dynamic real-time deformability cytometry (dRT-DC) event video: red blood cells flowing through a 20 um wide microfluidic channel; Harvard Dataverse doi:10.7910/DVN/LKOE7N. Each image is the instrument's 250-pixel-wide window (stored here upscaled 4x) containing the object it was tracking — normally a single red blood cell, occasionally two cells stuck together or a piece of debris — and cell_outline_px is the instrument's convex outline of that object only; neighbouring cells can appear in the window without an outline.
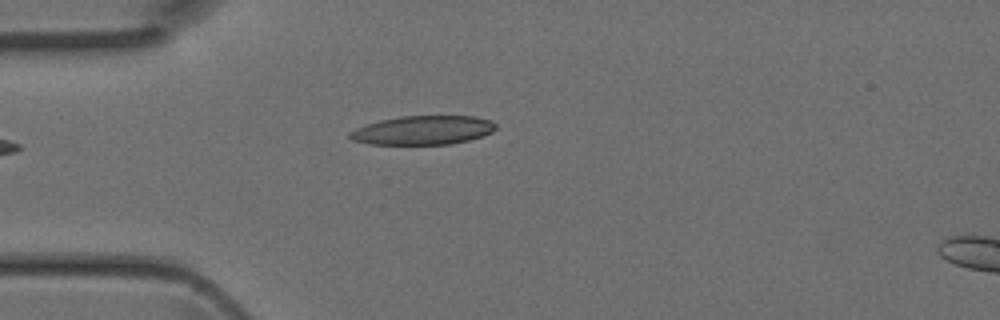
{"species": "Egyptian fruit bat (a non-hibernating species)", "species_latin": "Rousettus aegyptiacus", "temperature_condition": "room temperature", "stored_images_in_passage": 29, "camera_frame_rate_fps": 3000, "um_per_image_px": 0.085, "animal": {"sex": "female"}, "frame": {"image": 1, "passage_image": 2, "time_ms": 0.333, "image_size_px": [1000, 320], "cell_outline_px": [[496, 128], [492, 132], [468, 140], [452, 144], [368, 144], [352, 140], [348, 136], [348, 132], [356, 128], [380, 120], [400, 116], [476, 116], [492, 120], [496, 124]], "centroid_in_image_um": [35.95, 11.06], "position_along_channel_um": 49.1, "area_um2": 24.62}}
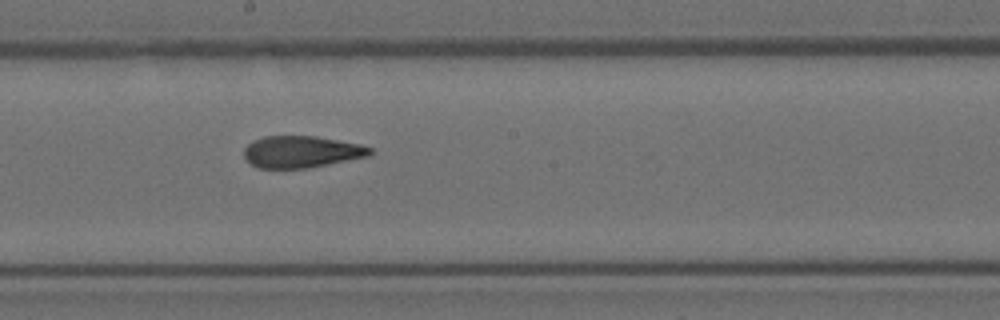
{"frame": {"image": 2, "passage_image": 14, "time_ms": 4.333, "image_size_px": [1000, 320], "cell_outline_px": [[372, 152], [368, 156], [308, 168], [260, 168], [252, 164], [244, 156], [244, 148], [252, 140], [264, 136], [316, 136], [360, 144], [372, 148]], "centroid_in_image_um": [25.61, 12.89], "position_along_channel_um": 222.6, "area_um2": 23.24}}
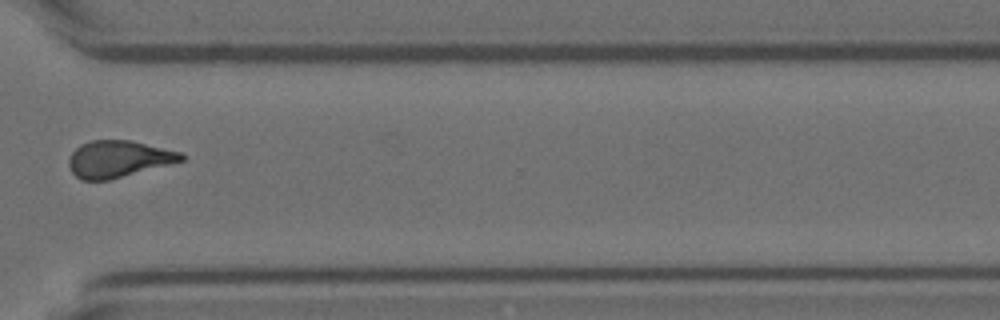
{"frame": {"image": 3, "passage_image": 23, "time_ms": 7.333, "image_size_px": [1000, 320], "cell_outline_px": [[188, 156], [184, 160], [108, 180], [80, 180], [72, 172], [68, 164], [68, 160], [72, 152], [80, 144], [92, 140], [132, 140], [184, 152]], "centroid_in_image_um": [10.09, 13.49], "position_along_channel_um": 360.5, "area_um2": 24.22}}